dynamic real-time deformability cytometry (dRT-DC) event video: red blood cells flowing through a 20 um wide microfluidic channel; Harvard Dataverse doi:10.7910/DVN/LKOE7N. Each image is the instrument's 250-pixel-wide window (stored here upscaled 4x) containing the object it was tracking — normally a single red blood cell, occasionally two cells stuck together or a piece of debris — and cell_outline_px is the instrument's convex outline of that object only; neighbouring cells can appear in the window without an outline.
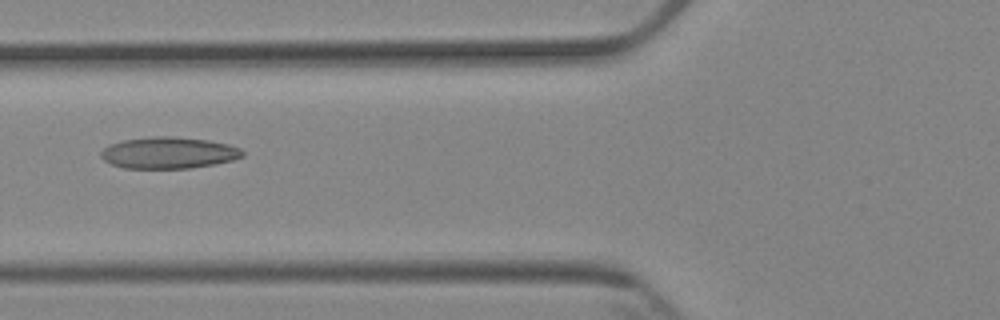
{"species": "Egyptian fruit bat (a non-hibernating species)", "species_latin": "Rousettus aegyptiacus", "temperature_condition": "cold", "stored_images_in_passage": 7, "camera_frame_rate_fps": 3000, "um_per_image_px": 0.085, "animal": {"sex": "female"}, "frame": {"image": 1, "passage_image": 4, "time_ms": 3.667, "image_size_px": [1000, 320], "cell_outline_px": [[244, 156], [232, 160], [192, 168], [124, 168], [112, 164], [104, 160], [100, 156], [100, 152], [108, 144], [124, 140], [152, 136], [172, 136], [208, 140], [228, 144], [240, 148], [244, 152]], "centroid_in_image_um": [14.32, 12.98], "position_along_channel_um": 111.5, "area_um2": 26.01}}
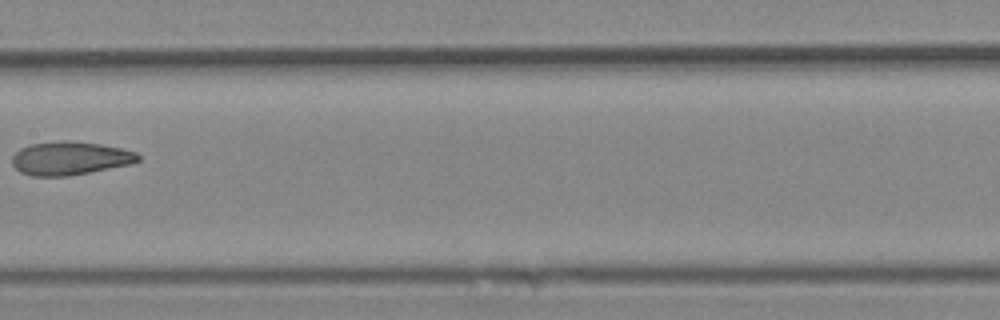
{"frame": {"image": 2, "passage_image": 6, "time_ms": 6.0, "image_size_px": [1000, 320], "cell_outline_px": [[140, 160], [132, 164], [68, 176], [32, 176], [20, 172], [12, 164], [12, 156], [20, 148], [32, 144], [60, 140], [64, 140], [100, 144], [120, 148], [136, 152], [140, 156]], "centroid_in_image_um": [5.95, 13.45], "position_along_channel_um": 201.5, "area_um2": 24.51}}
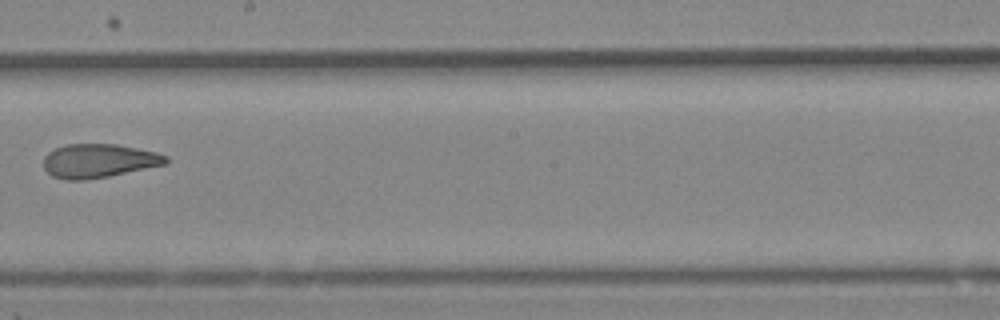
{"frame": {"image": 3, "passage_image": 7, "time_ms": 7.0, "image_size_px": [1000, 320], "cell_outline_px": [[168, 164], [108, 176], [84, 180], [64, 180], [52, 176], [44, 168], [44, 156], [48, 152], [56, 148], [68, 144], [116, 144], [156, 152], [168, 156]], "centroid_in_image_um": [8.4, 13.67], "position_along_channel_um": 239.8, "area_um2": 24.1}}